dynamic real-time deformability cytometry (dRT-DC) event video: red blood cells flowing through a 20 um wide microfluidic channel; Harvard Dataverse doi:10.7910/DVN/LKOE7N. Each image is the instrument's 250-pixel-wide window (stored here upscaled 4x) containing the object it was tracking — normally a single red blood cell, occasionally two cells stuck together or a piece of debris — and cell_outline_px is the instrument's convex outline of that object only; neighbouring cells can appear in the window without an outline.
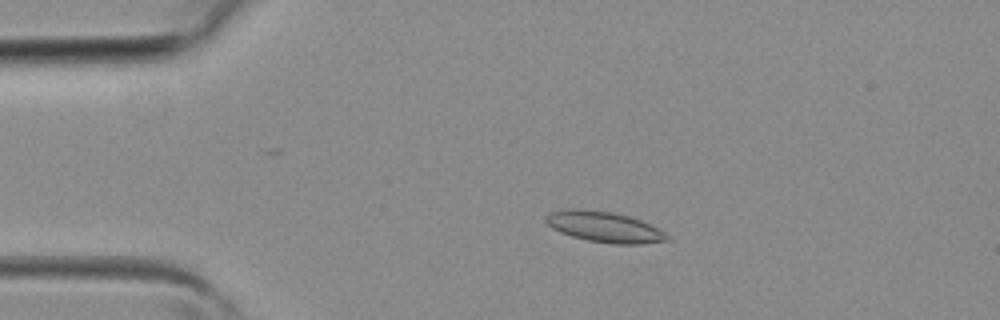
{"species": "common noctule bat (a hibernating species)", "species_latin": "Nyctalus noctula", "temperature_condition": "room temperature", "stored_images_in_passage": 3, "camera_frame_rate_fps": 3000, "um_per_image_px": 0.085, "animal": {"sex": "female", "body_mass_g": 19.3, "forearm_length_mm": 54.1}, "frame": {"image": 1, "passage_image": 2, "time_ms": 0.333, "image_size_px": [1000, 320], "cell_outline_px": [[672, 240], [640, 244], [612, 244], [588, 240], [572, 236], [560, 232], [552, 228], [544, 220], [544, 216], [552, 212], [572, 208], [580, 208], [612, 212], [628, 216], [640, 220], [664, 232]], "centroid_in_image_um": [51.35, 19.29], "position_along_channel_um": 33.7, "area_um2": 21.56}}